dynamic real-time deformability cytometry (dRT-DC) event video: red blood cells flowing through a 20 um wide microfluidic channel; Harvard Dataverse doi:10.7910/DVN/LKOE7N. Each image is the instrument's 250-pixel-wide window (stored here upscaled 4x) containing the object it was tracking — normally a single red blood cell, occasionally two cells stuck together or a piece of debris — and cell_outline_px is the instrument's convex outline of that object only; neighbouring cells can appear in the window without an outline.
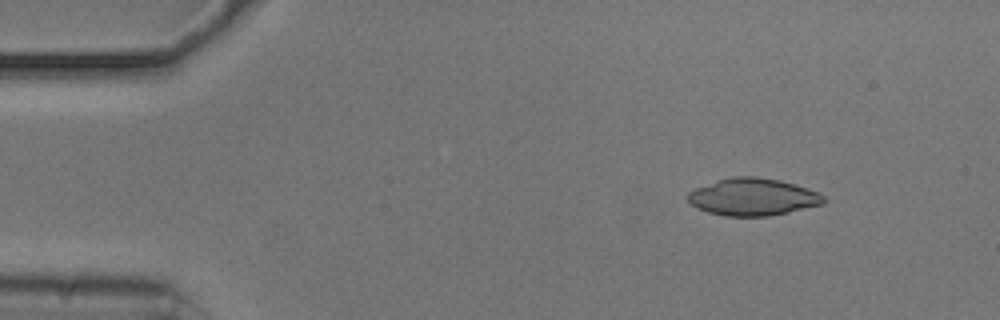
{"species": "common noctule bat (a hibernating species)", "species_latin": "Nyctalus noctula", "temperature_condition": "cold", "stored_images_in_passage": 54, "camera_frame_rate_fps": 3000, "um_per_image_px": 0.085, "animal": {"sex": "male", "body_mass_g": 20.5, "forearm_length_mm": 52.5}, "frame": {"image": 1, "passage_image": 7, "time_ms": 2.0, "image_size_px": [1000, 320], "cell_outline_px": [[824, 204], [788, 212], [768, 216], [724, 216], [708, 212], [696, 208], [688, 200], [688, 192], [696, 188], [716, 180], [732, 176], [756, 176], [780, 180], [808, 188], [824, 196]], "centroid_in_image_um": [63.98, 16.73], "position_along_channel_um": 21.0, "area_um2": 29.48}}
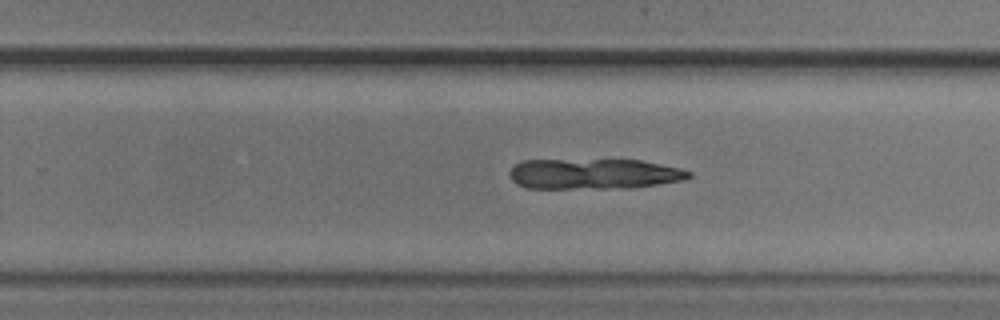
{"frame": {"image": 2, "passage_image": 34, "time_ms": 11.0, "image_size_px": [1000, 320], "cell_outline_px": [[692, 176], [684, 180], [628, 188], [528, 188], [516, 184], [512, 180], [508, 172], [520, 160], [640, 160], [680, 168], [692, 172]], "centroid_in_image_um": [50.46, 14.78], "position_along_channel_um": 279.3, "area_um2": 31.79}}